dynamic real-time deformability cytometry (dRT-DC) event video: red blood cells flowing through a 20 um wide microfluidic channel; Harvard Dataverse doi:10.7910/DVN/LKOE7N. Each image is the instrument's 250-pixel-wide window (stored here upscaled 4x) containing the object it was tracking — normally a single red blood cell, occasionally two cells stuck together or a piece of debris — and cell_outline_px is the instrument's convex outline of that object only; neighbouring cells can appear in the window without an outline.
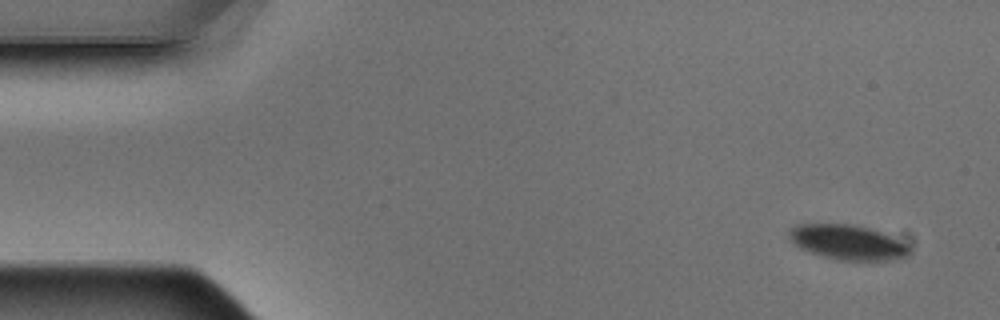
{"species": "Egyptian fruit bat (a non-hibernating species)", "species_latin": "Rousettus aegyptiacus", "temperature_condition": "warm", "stored_images_in_passage": 7, "camera_frame_rate_fps": 3000, "um_per_image_px": 0.085, "animal": {"sex": "male"}, "frame": {"image": 1, "passage_image": 1, "time_ms": 0.0, "image_size_px": [1000, 320], "cell_outline_px": [[912, 252], [908, 256], [900, 260], [840, 260], [824, 256], [800, 248], [788, 236], [788, 232], [796, 224], [852, 224], [868, 228], [880, 232], [912, 248]], "centroid_in_image_um": [72.07, 20.6], "position_along_channel_um": 12.9, "area_um2": 24.1}}
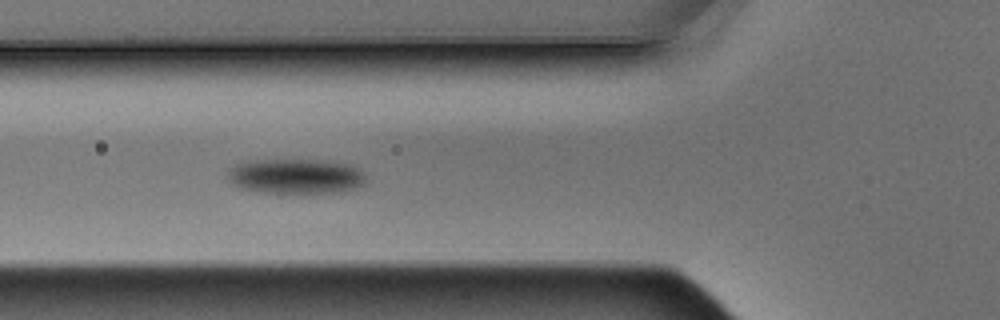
{"frame": {"image": 2, "passage_image": 6, "time_ms": 1.667, "image_size_px": [1000, 320], "cell_outline_px": [[368, 180], [364, 184], [356, 188], [344, 192], [280, 196], [240, 188], [232, 184], [228, 180], [228, 172], [236, 164], [252, 160], [332, 160], [352, 164], [360, 168], [364, 172]], "centroid_in_image_um": [25.22, 15.03], "position_along_channel_um": 100.6, "area_um2": 29.77}}
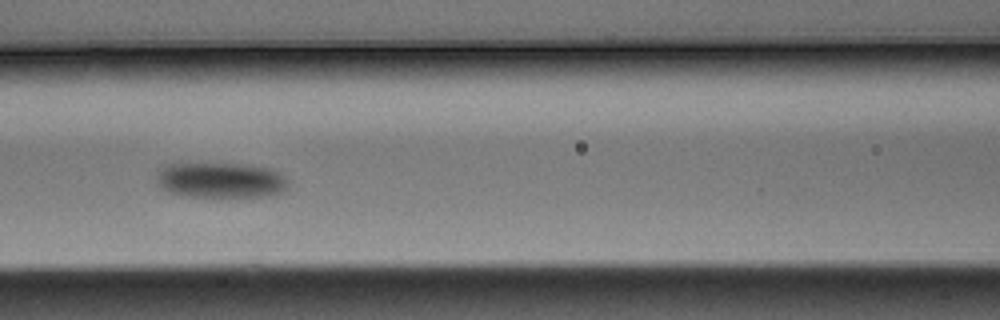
{"frame": {"image": 3, "passage_image": 7, "time_ms": 2.0, "image_size_px": [1000, 320], "cell_outline_px": [[288, 188], [284, 192], [268, 196], [184, 196], [168, 192], [156, 184], [156, 176], [160, 164], [252, 164], [272, 168], [280, 172], [288, 180]], "centroid_in_image_um": [18.77, 15.3], "position_along_channel_um": 147.8, "area_um2": 27.69}}